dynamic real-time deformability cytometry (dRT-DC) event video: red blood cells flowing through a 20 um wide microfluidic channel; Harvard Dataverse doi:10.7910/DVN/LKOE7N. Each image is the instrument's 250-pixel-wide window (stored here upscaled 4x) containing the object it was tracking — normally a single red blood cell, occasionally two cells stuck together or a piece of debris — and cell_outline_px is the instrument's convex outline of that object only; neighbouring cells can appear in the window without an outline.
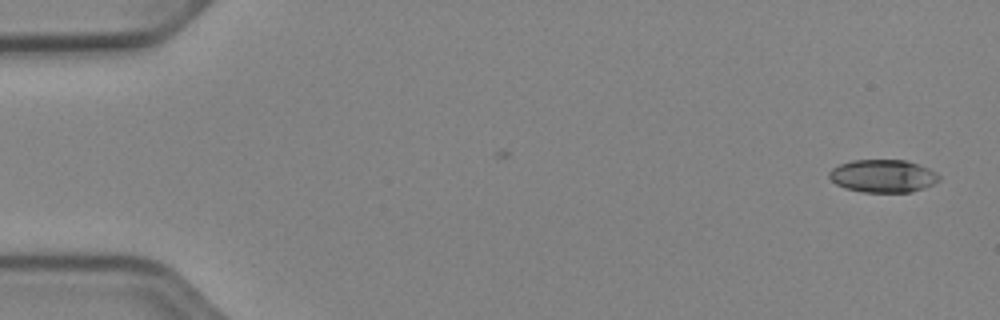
{"species": "Egyptian fruit bat (a non-hibernating species)", "species_latin": "Rousettus aegyptiacus", "temperature_condition": "cold", "stored_images_in_passage": 11, "camera_frame_rate_fps": 3000, "um_per_image_px": 0.085, "animal": {"sex": "female"}, "frame": {"image": 1, "passage_image": 1, "time_ms": 0.0, "image_size_px": [1000, 320], "cell_outline_px": [[940, 180], [924, 188], [912, 192], [864, 192], [844, 188], [836, 184], [828, 176], [828, 172], [832, 168], [840, 164], [852, 160], [904, 160], [928, 168], [936, 172], [940, 176]], "centroid_in_image_um": [75.04, 14.96], "position_along_channel_um": 10.0, "area_um2": 20.98}}